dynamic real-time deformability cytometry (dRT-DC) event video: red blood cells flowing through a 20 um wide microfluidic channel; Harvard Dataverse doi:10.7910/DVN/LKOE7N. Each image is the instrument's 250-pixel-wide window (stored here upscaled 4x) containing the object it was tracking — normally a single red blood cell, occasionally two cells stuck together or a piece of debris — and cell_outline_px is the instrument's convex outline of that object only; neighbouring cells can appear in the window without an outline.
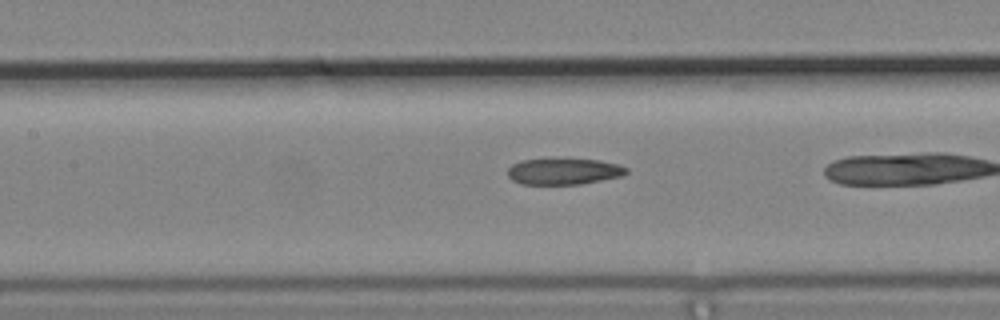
{"species": "common noctule bat (a hibernating species)", "species_latin": "Nyctalus noctula", "temperature_condition": "cold", "stored_images_in_passage": 36, "camera_frame_rate_fps": 3000, "um_per_image_px": 0.085, "animal": {"sex": "male", "body_mass_g": 19.2, "forearm_length_mm": 51.8}, "frame": {"image": 1, "passage_image": 19, "time_ms": 6.0, "image_size_px": [1000, 320], "cell_outline_px": [[628, 172], [620, 176], [580, 184], [520, 184], [512, 180], [508, 176], [508, 168], [512, 164], [520, 160], [568, 156], [600, 160], [616, 164], [628, 168]], "centroid_in_image_um": [47.88, 14.52], "position_along_channel_um": 159.5, "area_um2": 18.9}}
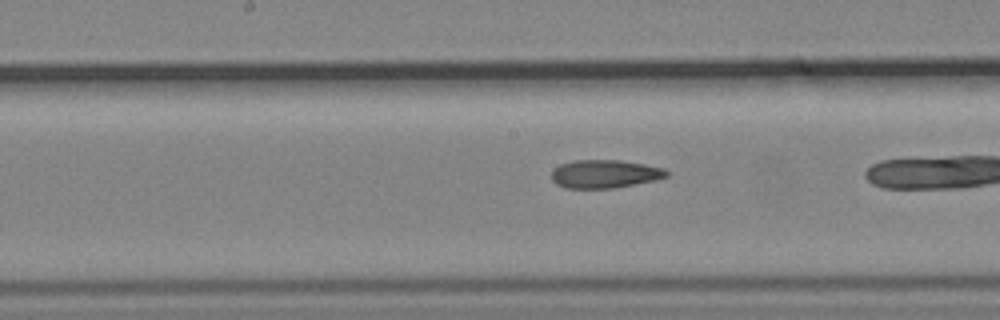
{"frame": {"image": 2, "passage_image": 22, "time_ms": 7.0, "image_size_px": [1000, 320], "cell_outline_px": [[668, 176], [656, 180], [612, 188], [564, 188], [556, 184], [552, 180], [552, 172], [560, 164], [576, 160], [620, 160], [644, 164], [664, 168], [668, 172]], "centroid_in_image_um": [51.41, 14.78], "position_along_channel_um": 196.8, "area_um2": 18.84}}
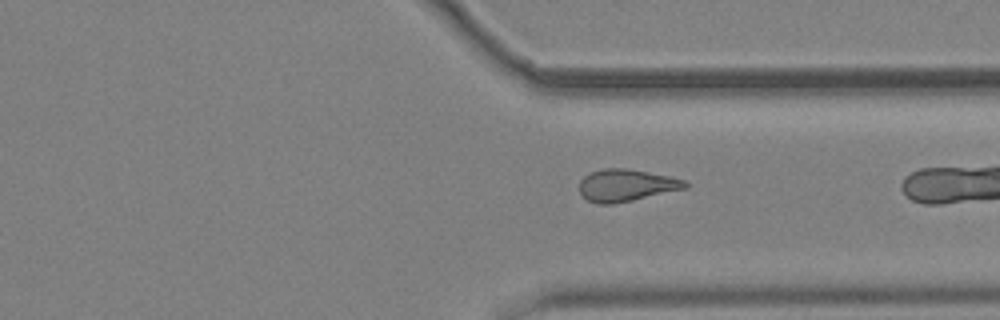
{"frame": {"image": 3, "passage_image": 35, "time_ms": 11.333, "image_size_px": [1000, 320], "cell_outline_px": [[688, 188], [632, 200], [612, 204], [596, 204], [588, 200], [580, 192], [580, 180], [584, 176], [592, 172], [604, 168], [624, 168], [648, 172], [668, 176], [684, 180], [688, 184]], "centroid_in_image_um": [53.23, 15.75], "position_along_channel_um": 358.2, "area_um2": 19.59}}